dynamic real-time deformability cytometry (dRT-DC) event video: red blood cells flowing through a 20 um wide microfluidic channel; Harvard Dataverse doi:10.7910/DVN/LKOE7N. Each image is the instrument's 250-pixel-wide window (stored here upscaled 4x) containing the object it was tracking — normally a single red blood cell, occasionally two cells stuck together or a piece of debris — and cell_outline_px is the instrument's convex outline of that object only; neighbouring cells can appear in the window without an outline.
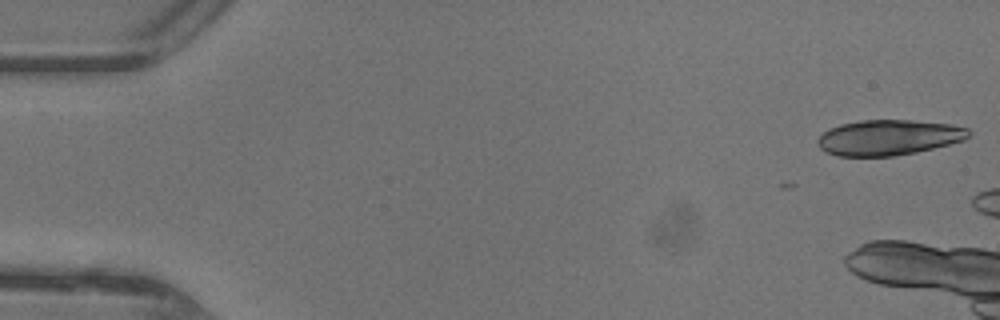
{"species": "common noctule bat (a hibernating species)", "species_latin": "Nyctalus noctula", "temperature_condition": "warm", "stored_images_in_passage": 11, "camera_frame_rate_fps": 3000, "um_per_image_px": 0.085, "animal": {"sex": "female"}, "frame": {"image": 1, "passage_image": 1, "time_ms": 0.0, "image_size_px": [1000, 320], "cell_outline_px": [[972, 132], [964, 140], [916, 152], [892, 156], [836, 156], [824, 152], [820, 148], [816, 140], [828, 128], [840, 124], [860, 120], [912, 120], [952, 124], [968, 128]], "centroid_in_image_um": [75.51, 11.68], "position_along_channel_um": 9.5, "area_um2": 31.33}}